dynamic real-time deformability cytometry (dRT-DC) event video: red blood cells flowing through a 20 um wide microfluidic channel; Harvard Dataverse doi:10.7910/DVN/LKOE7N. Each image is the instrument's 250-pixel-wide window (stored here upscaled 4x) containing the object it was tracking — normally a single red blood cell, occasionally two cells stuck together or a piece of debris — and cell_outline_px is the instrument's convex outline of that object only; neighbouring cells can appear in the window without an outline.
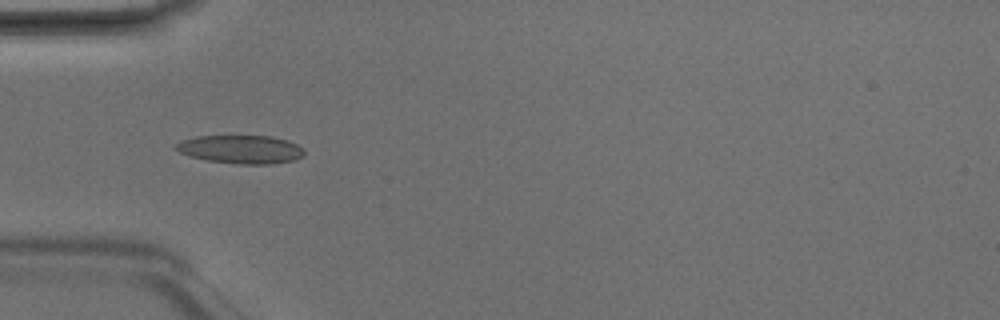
{"species": "Egyptian fruit bat (a non-hibernating species)", "species_latin": "Rousettus aegyptiacus", "temperature_condition": "room temperature", "stored_images_in_passage": 6, "camera_frame_rate_fps": 3000, "um_per_image_px": 0.085, "animal": {"sex": "male"}, "frame": {"image": 1, "passage_image": 4, "time_ms": 1.0, "image_size_px": [1000, 320], "cell_outline_px": [[304, 156], [296, 160], [272, 164], [236, 164], [208, 160], [188, 156], [172, 148], [176, 144], [184, 140], [196, 136], [268, 136], [288, 140], [304, 148]], "centroid_in_image_um": [20.5, 12.7], "position_along_channel_um": 64.5, "area_um2": 21.33}}